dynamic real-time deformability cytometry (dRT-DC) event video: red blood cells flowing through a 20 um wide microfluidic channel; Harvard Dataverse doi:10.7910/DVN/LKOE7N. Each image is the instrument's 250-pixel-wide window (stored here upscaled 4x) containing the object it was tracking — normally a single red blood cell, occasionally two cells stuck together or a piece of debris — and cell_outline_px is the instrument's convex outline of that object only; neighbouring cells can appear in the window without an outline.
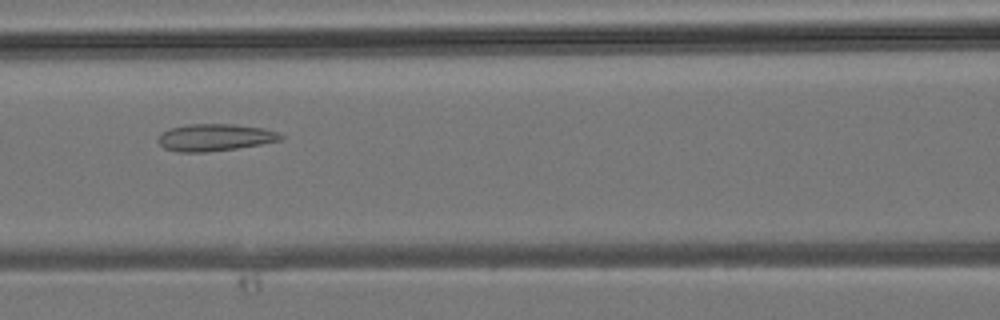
{"species": "common noctule bat (a hibernating species)", "species_latin": "Nyctalus noctula", "temperature_condition": "room temperature", "stored_images_in_passage": 19, "camera_frame_rate_fps": 3000, "um_per_image_px": 0.085, "animal": {"sex": "male", "body_mass_g": 19.2, "forearm_length_mm": 51.8}, "frame": {"image": 1, "passage_image": 7, "time_ms": 2.0, "image_size_px": [1000, 320], "cell_outline_px": [[284, 140], [236, 148], [204, 152], [176, 152], [164, 148], [156, 140], [160, 132], [168, 128], [188, 124], [236, 124], [264, 128], [276, 132], [284, 136]], "centroid_in_image_um": [18.23, 11.67], "position_along_channel_um": 148.4, "area_um2": 19.54}}
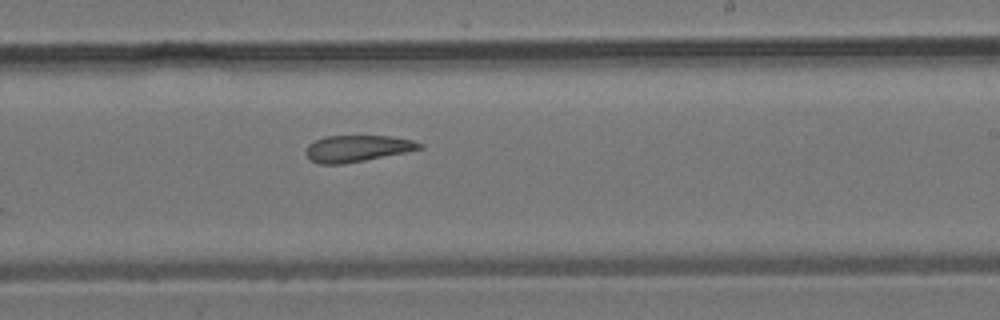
{"frame": {"image": 2, "passage_image": 13, "time_ms": 4.0, "image_size_px": [1000, 320], "cell_outline_px": [[424, 148], [344, 164], [320, 164], [312, 160], [304, 152], [308, 144], [312, 140], [324, 136], [388, 136], [412, 140], [424, 144]], "centroid_in_image_um": [30.33, 12.61], "position_along_channel_um": 258.7, "area_um2": 17.51}}
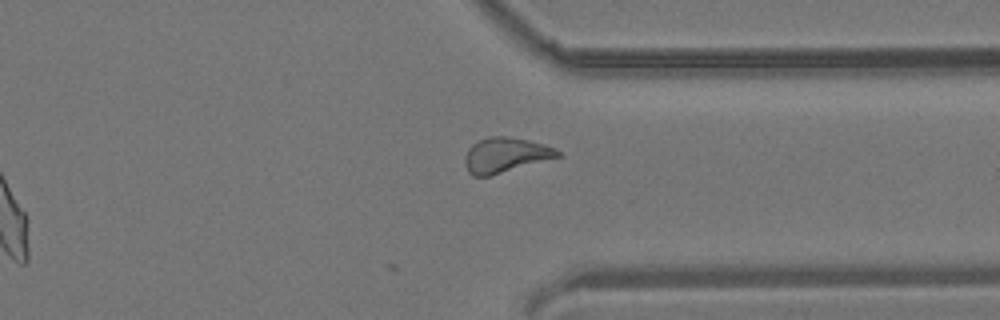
{"frame": {"image": 3, "passage_image": 19, "time_ms": 6.0, "image_size_px": [1000, 320], "cell_outline_px": [[564, 156], [488, 176], [472, 176], [468, 172], [464, 160], [468, 148], [472, 144], [488, 136], [508, 136], [528, 140], [544, 144], [556, 148]], "centroid_in_image_um": [42.99, 13.17], "position_along_channel_um": 368.4, "area_um2": 19.02}}